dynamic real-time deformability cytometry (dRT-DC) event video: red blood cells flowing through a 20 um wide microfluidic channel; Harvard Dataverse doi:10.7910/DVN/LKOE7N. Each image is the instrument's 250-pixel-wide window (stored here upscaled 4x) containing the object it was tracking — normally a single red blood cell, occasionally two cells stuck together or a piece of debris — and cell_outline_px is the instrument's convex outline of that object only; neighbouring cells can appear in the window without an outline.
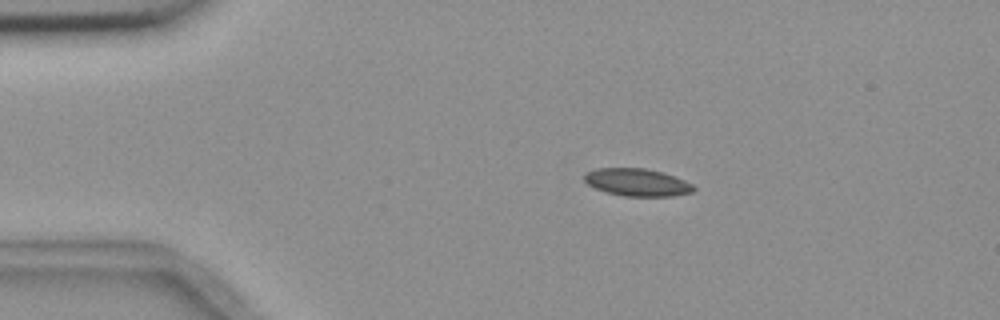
{"species": "common noctule bat (a hibernating species)", "species_latin": "Nyctalus noctula", "temperature_condition": "room temperature", "stored_images_in_passage": 4, "camera_frame_rate_fps": 3000, "um_per_image_px": 0.085, "animal": {"sex": "female", "body_mass_g": 18.4}, "frame": {"image": 1, "passage_image": 2, "time_ms": 1.333, "image_size_px": [1000, 320], "cell_outline_px": [[696, 188], [692, 192], [672, 196], [624, 196], [608, 192], [596, 188], [588, 184], [584, 180], [584, 172], [596, 168], [644, 168], [664, 172], [684, 180], [692, 184]], "centroid_in_image_um": [54.15, 15.49], "position_along_channel_um": 30.8, "area_um2": 17.51}}
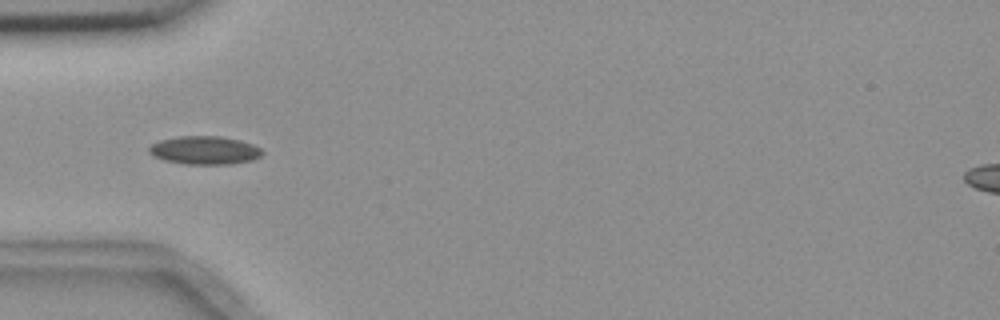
{"frame": {"image": 2, "passage_image": 4, "time_ms": 3.667, "image_size_px": [1000, 320], "cell_outline_px": [[264, 152], [260, 156], [252, 160], [228, 164], [184, 164], [164, 160], [152, 156], [148, 152], [148, 148], [152, 144], [160, 140], [180, 136], [220, 136], [240, 140], [252, 144], [260, 148]], "centroid_in_image_um": [17.37, 12.77], "position_along_channel_um": 67.6, "area_um2": 18.67}}